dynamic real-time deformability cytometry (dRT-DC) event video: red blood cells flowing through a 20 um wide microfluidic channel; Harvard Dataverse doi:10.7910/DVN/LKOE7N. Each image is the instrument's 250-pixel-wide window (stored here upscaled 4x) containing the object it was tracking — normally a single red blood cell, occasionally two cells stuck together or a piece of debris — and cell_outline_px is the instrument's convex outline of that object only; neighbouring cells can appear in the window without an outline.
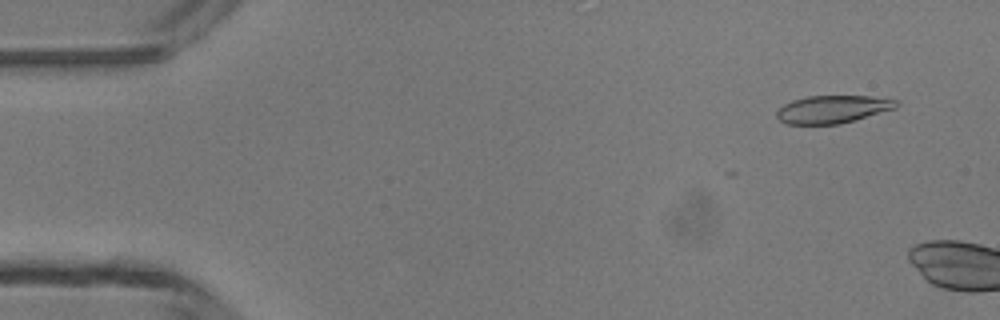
{"species": "common noctule bat (a hibernating species)", "species_latin": "Nyctalus noctula", "temperature_condition": "room temperature", "stored_images_in_passage": 2, "camera_frame_rate_fps": 3000, "um_per_image_px": 0.085, "animal": {"sex": "male", "body_mass_g": 13.3}, "frame": {"image": 1, "passage_image": 1, "time_ms": 0.0, "image_size_px": [1000, 320], "cell_outline_px": [[900, 104], [896, 108], [840, 124], [784, 124], [776, 116], [776, 112], [784, 104], [792, 100], [808, 96], [868, 96], [900, 100]], "centroid_in_image_um": [70.79, 9.28], "position_along_channel_um": 14.2, "area_um2": 19.36}}